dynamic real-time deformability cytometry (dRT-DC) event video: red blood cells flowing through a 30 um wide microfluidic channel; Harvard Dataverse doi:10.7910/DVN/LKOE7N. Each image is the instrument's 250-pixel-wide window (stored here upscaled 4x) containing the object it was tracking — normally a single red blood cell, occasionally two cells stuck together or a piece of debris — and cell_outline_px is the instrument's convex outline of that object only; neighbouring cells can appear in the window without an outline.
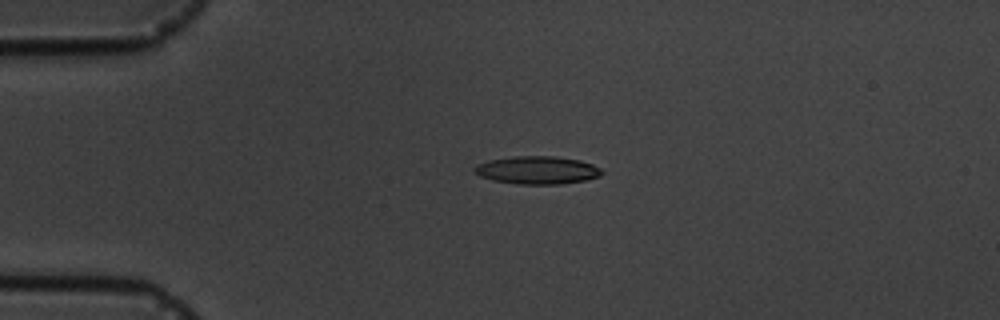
{"species": "common noctule bat (a hibernating species)", "species_latin": "Nyctalus noctula", "temperature_condition": "cold", "stored_images_in_passage": 4, "camera_frame_rate_fps": 3000, "um_per_image_px": 0.085, "animal": {"sex": "male", "body_mass_g": 19.5, "forearm_length_mm": 54.6}, "frame": {"image": 1, "passage_image": 3, "time_ms": 3.333, "image_size_px": [1000, 320], "cell_outline_px": [[604, 172], [600, 176], [584, 180], [560, 184], [520, 184], [492, 180], [480, 176], [472, 172], [472, 168], [476, 164], [488, 160], [512, 156], [556, 156], [580, 160], [592, 164], [600, 168]], "centroid_in_image_um": [45.63, 14.45], "position_along_channel_um": 39.4, "area_um2": 20.87}}